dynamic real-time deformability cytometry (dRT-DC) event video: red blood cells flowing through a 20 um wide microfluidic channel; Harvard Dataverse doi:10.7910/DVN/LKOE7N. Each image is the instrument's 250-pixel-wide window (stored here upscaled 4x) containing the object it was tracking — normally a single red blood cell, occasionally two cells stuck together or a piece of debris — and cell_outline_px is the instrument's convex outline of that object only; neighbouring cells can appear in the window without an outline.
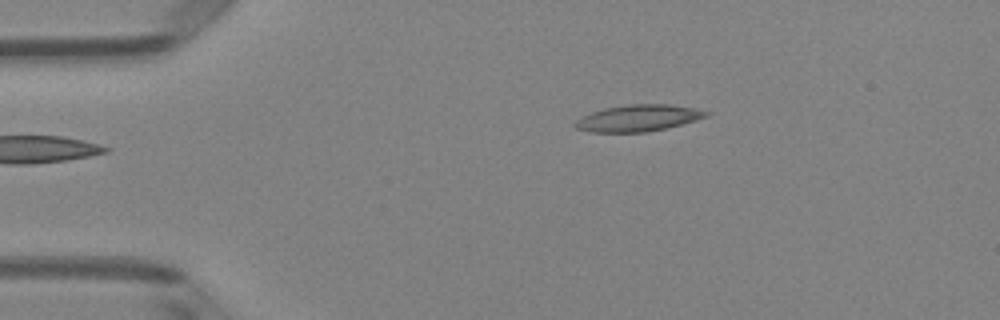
{"species": "Egyptian fruit bat (a non-hibernating species)", "species_latin": "Rousettus aegyptiacus", "temperature_condition": "room temperature", "stored_images_in_passage": 4, "camera_frame_rate_fps": 3000, "um_per_image_px": 0.085, "animal": {"sex": "female"}, "frame": {"image": 1, "passage_image": 4, "time_ms": 1.0, "image_size_px": [1000, 320], "cell_outline_px": [[712, 112], [708, 116], [696, 120], [664, 128], [644, 132], [588, 132], [576, 128], [572, 124], [576, 120], [592, 112], [604, 108], [628, 104], [668, 104], [692, 108]], "centroid_in_image_um": [54.22, 10.03], "position_along_channel_um": 30.8, "area_um2": 20.11}}